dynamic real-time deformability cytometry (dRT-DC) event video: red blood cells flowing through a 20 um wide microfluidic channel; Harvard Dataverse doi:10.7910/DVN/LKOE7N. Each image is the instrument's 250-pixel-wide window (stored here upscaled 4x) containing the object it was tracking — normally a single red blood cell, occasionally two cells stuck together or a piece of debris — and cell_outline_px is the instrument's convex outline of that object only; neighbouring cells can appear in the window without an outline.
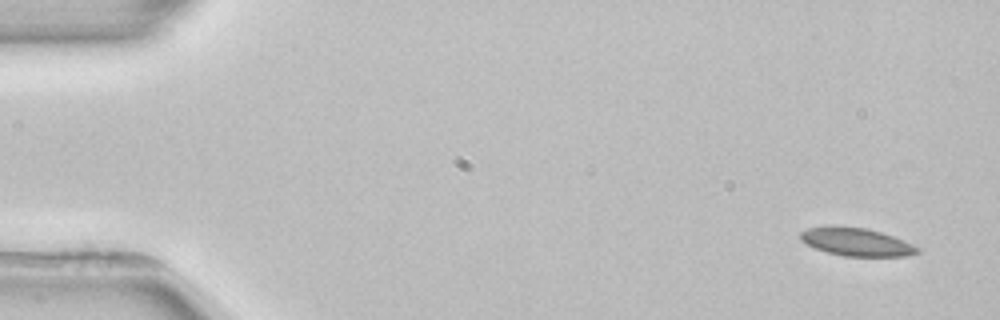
{"species": "common noctule bat (a hibernating species)", "species_latin": "Nyctalus noctula", "temperature_condition": "room temperature", "stored_images_in_passage": 3, "camera_frame_rate_fps": 3000, "um_per_image_px": 0.085, "animal": {"sex": "female", "body_mass_g": 22.7, "forearm_length_mm": 54.2}, "frame": {"image": 1, "passage_image": 1, "time_ms": 0.0, "image_size_px": [1000, 320], "cell_outline_px": [[920, 252], [908, 256], [844, 256], [828, 252], [816, 248], [800, 240], [800, 232], [808, 228], [864, 228], [880, 232], [904, 240], [920, 248]], "centroid_in_image_um": [72.86, 20.6], "position_along_channel_um": 12.1, "area_um2": 18.38}}
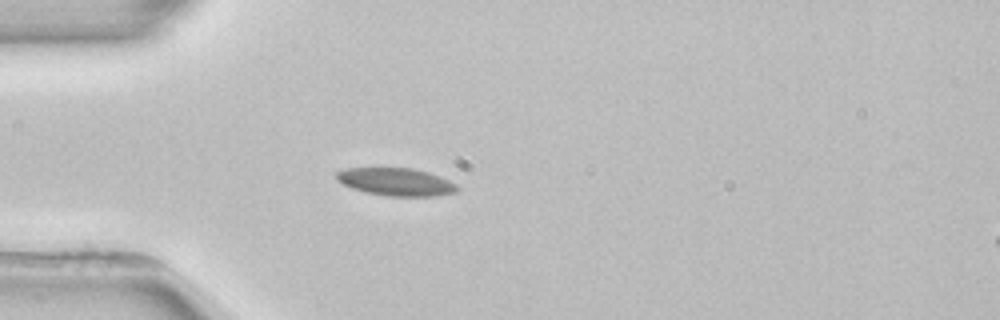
{"frame": {"image": 2, "passage_image": 3, "time_ms": 4.0, "image_size_px": [1000, 320], "cell_outline_px": [[460, 188], [456, 192], [436, 196], [388, 196], [364, 192], [352, 188], [336, 180], [336, 172], [344, 168], [412, 168], [428, 172], [440, 176], [456, 184]], "centroid_in_image_um": [33.66, 15.46], "position_along_channel_um": 51.3, "area_um2": 19.59}}